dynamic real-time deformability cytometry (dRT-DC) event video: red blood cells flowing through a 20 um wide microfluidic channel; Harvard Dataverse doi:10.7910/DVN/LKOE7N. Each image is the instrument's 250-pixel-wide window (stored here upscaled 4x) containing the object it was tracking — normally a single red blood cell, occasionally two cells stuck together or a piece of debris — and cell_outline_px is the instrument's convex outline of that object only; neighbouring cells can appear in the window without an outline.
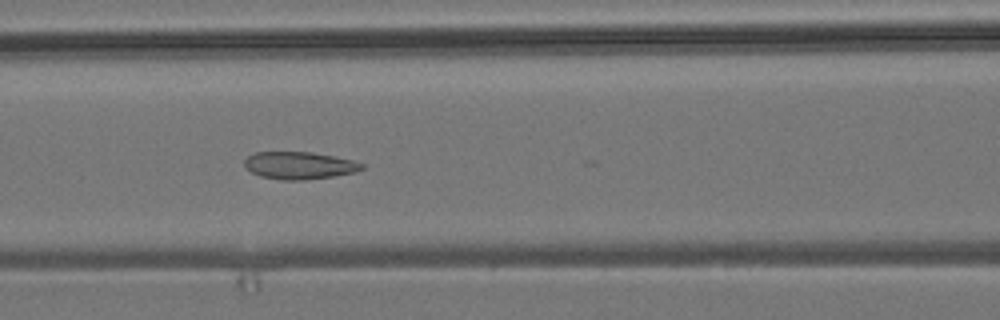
{"species": "common noctule bat (a hibernating species)", "species_latin": "Nyctalus noctula", "temperature_condition": "room temperature", "stored_images_in_passage": 21, "camera_frame_rate_fps": 3000, "um_per_image_px": 0.085, "animal": {"sex": "male", "body_mass_g": 19.2, "forearm_length_mm": 51.8}, "frame": {"image": 1, "passage_image": 20, "time_ms": 6.333, "image_size_px": [1000, 320], "cell_outline_px": [[364, 168], [356, 172], [336, 176], [304, 180], [284, 180], [260, 176], [244, 168], [244, 160], [248, 156], [256, 152], [312, 152], [352, 160], [364, 164]], "centroid_in_image_um": [25.44, 14.07], "position_along_channel_um": 141.2, "area_um2": 18.79}}